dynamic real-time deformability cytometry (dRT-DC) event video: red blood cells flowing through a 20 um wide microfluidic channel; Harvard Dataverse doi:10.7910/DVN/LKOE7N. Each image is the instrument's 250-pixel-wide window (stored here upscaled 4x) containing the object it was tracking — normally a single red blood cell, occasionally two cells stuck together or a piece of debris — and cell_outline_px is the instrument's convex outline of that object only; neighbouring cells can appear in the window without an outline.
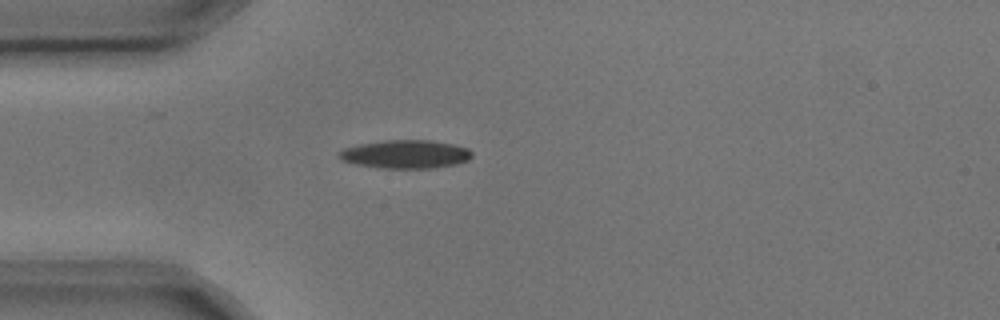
{"species": "common noctule bat (a hibernating species)", "species_latin": "Nyctalus noctula", "temperature_condition": "cold", "stored_images_in_passage": 1, "camera_frame_rate_fps": 3000, "um_per_image_px": 0.085, "animal": {"sex": "male", "body_mass_g": 17.9, "forearm_length_mm": 54.2}, "frame": {"image": 1, "passage_image": 1, "time_ms": 0.0, "image_size_px": [1000, 320], "cell_outline_px": [[472, 156], [468, 160], [456, 164], [436, 168], [376, 168], [356, 164], [340, 160], [336, 156], [344, 148], [360, 144], [384, 140], [432, 140], [452, 144], [468, 148], [472, 152]], "centroid_in_image_um": [34.46, 13.11], "position_along_channel_um": 50.5, "area_um2": 22.14}}